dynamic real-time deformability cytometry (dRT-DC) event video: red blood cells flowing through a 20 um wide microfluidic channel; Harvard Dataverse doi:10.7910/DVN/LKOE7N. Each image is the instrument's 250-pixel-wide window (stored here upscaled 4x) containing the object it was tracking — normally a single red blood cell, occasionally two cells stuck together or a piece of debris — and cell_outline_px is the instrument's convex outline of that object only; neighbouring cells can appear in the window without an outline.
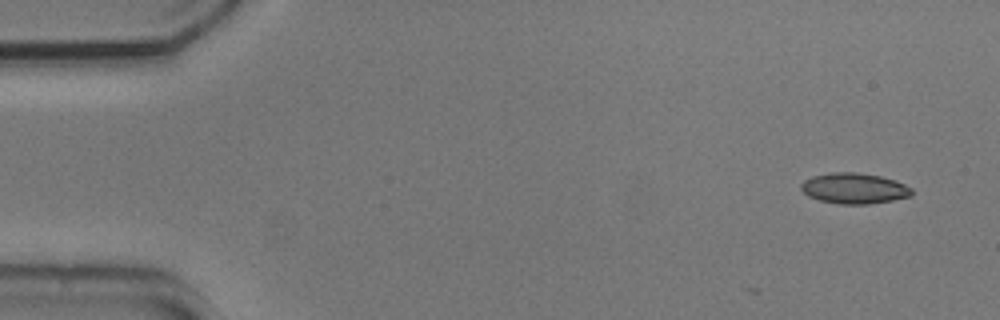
{"species": "common noctule bat (a hibernating species)", "species_latin": "Nyctalus noctula", "temperature_condition": "cold", "stored_images_in_passage": 10, "camera_frame_rate_fps": 3000, "um_per_image_px": 0.085, "animal": {"sex": "male", "body_mass_g": 20.5, "forearm_length_mm": 52.5}, "frame": {"image": 1, "passage_image": 1, "time_ms": 0.0, "image_size_px": [1000, 320], "cell_outline_px": [[912, 196], [892, 200], [868, 204], [840, 204], [820, 200], [808, 196], [800, 188], [800, 184], [804, 180], [812, 176], [832, 172], [856, 172], [880, 176], [896, 180], [912, 188]], "centroid_in_image_um": [72.6, 16.0], "position_along_channel_um": 12.4, "area_um2": 19.83}}